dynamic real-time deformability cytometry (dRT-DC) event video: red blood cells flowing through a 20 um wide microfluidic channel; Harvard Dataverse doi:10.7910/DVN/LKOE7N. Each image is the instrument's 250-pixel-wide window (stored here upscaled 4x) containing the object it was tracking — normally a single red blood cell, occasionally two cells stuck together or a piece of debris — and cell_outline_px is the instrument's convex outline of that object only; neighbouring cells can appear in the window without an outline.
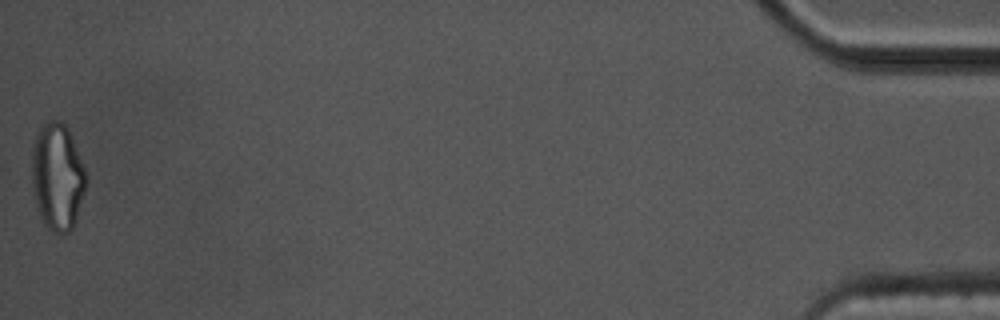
{"species": "common noctule bat (a hibernating species)", "species_latin": "Nyctalus noctula", "temperature_condition": "cold", "stored_images_in_passage": 44, "camera_frame_rate_fps": 3000, "um_per_image_px": 0.085, "animal": {"sex": "male", "body_mass_g": 17.5, "forearm_length_mm": 52.3}, "frame": {"image": 1, "passage_image": 44, "time_ms": 14.333, "image_size_px": [1000, 320], "cell_outline_px": [[88, 180], [72, 228], [68, 232], [56, 232], [48, 228], [44, 224], [36, 208], [32, 184], [32, 148], [40, 124], [48, 120], [60, 120], [68, 128], [84, 168]], "centroid_in_image_um": [4.85, 14.98], "position_along_channel_um": 430.3, "area_um2": 33.7}, "authors_computed_cell_mechanics": {"area_um2": 22.1374, "velocity_mm_per_s": 3.3589, "shape_relaxation_time_tau1_ms": 4.8316, "shape_relaxation_time_tau2_ms": 2.5381, "deformation_change_tau1": 0.1623, "deformation_change_tau2": 0.0974}}